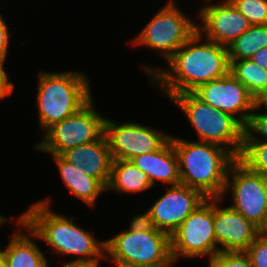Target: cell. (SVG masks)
<instances>
[{
	"mask_svg": "<svg viewBox=\"0 0 267 267\" xmlns=\"http://www.w3.org/2000/svg\"><path fill=\"white\" fill-rule=\"evenodd\" d=\"M173 264H156V265H130L120 267H172Z\"/></svg>",
	"mask_w": 267,
	"mask_h": 267,
	"instance_id": "obj_33",
	"label": "cell"
},
{
	"mask_svg": "<svg viewBox=\"0 0 267 267\" xmlns=\"http://www.w3.org/2000/svg\"><path fill=\"white\" fill-rule=\"evenodd\" d=\"M49 208V198L32 204L19 216L18 225L51 246L53 253L79 256L67 263H100L105 258V241H97L92 233L72 222L73 218Z\"/></svg>",
	"mask_w": 267,
	"mask_h": 267,
	"instance_id": "obj_2",
	"label": "cell"
},
{
	"mask_svg": "<svg viewBox=\"0 0 267 267\" xmlns=\"http://www.w3.org/2000/svg\"><path fill=\"white\" fill-rule=\"evenodd\" d=\"M259 230L260 234L267 236V215L263 226Z\"/></svg>",
	"mask_w": 267,
	"mask_h": 267,
	"instance_id": "obj_36",
	"label": "cell"
},
{
	"mask_svg": "<svg viewBox=\"0 0 267 267\" xmlns=\"http://www.w3.org/2000/svg\"><path fill=\"white\" fill-rule=\"evenodd\" d=\"M193 93L204 103L232 115L244 127L250 119L251 111L261 108L247 88L230 72L222 78L200 85Z\"/></svg>",
	"mask_w": 267,
	"mask_h": 267,
	"instance_id": "obj_12",
	"label": "cell"
},
{
	"mask_svg": "<svg viewBox=\"0 0 267 267\" xmlns=\"http://www.w3.org/2000/svg\"><path fill=\"white\" fill-rule=\"evenodd\" d=\"M238 159L251 171L267 177V141L243 142V148Z\"/></svg>",
	"mask_w": 267,
	"mask_h": 267,
	"instance_id": "obj_23",
	"label": "cell"
},
{
	"mask_svg": "<svg viewBox=\"0 0 267 267\" xmlns=\"http://www.w3.org/2000/svg\"><path fill=\"white\" fill-rule=\"evenodd\" d=\"M264 112L254 113L252 111L250 119L247 125L244 127L243 142L267 141V110ZM261 137L263 138L261 139Z\"/></svg>",
	"mask_w": 267,
	"mask_h": 267,
	"instance_id": "obj_25",
	"label": "cell"
},
{
	"mask_svg": "<svg viewBox=\"0 0 267 267\" xmlns=\"http://www.w3.org/2000/svg\"><path fill=\"white\" fill-rule=\"evenodd\" d=\"M251 59L260 67L267 70V46L256 51Z\"/></svg>",
	"mask_w": 267,
	"mask_h": 267,
	"instance_id": "obj_31",
	"label": "cell"
},
{
	"mask_svg": "<svg viewBox=\"0 0 267 267\" xmlns=\"http://www.w3.org/2000/svg\"><path fill=\"white\" fill-rule=\"evenodd\" d=\"M169 100L186 114L196 130L198 141L220 145L239 158L243 148L244 126L236 118L204 103L193 92L176 94Z\"/></svg>",
	"mask_w": 267,
	"mask_h": 267,
	"instance_id": "obj_5",
	"label": "cell"
},
{
	"mask_svg": "<svg viewBox=\"0 0 267 267\" xmlns=\"http://www.w3.org/2000/svg\"><path fill=\"white\" fill-rule=\"evenodd\" d=\"M203 34L197 31L173 54L167 61V71L142 65L152 76L150 83H157L160 89L163 88L169 99L176 94L193 92L200 85L229 73L227 47L208 39L201 43Z\"/></svg>",
	"mask_w": 267,
	"mask_h": 267,
	"instance_id": "obj_1",
	"label": "cell"
},
{
	"mask_svg": "<svg viewBox=\"0 0 267 267\" xmlns=\"http://www.w3.org/2000/svg\"><path fill=\"white\" fill-rule=\"evenodd\" d=\"M229 72L239 80L258 101L267 91V70L257 65L251 58L229 60Z\"/></svg>",
	"mask_w": 267,
	"mask_h": 267,
	"instance_id": "obj_21",
	"label": "cell"
},
{
	"mask_svg": "<svg viewBox=\"0 0 267 267\" xmlns=\"http://www.w3.org/2000/svg\"><path fill=\"white\" fill-rule=\"evenodd\" d=\"M229 189L234 202L231 207L260 229L267 215V177L237 158L229 168L224 194Z\"/></svg>",
	"mask_w": 267,
	"mask_h": 267,
	"instance_id": "obj_10",
	"label": "cell"
},
{
	"mask_svg": "<svg viewBox=\"0 0 267 267\" xmlns=\"http://www.w3.org/2000/svg\"><path fill=\"white\" fill-rule=\"evenodd\" d=\"M105 119L93 107V98L78 112L47 128L35 149L51 155L98 140L104 134Z\"/></svg>",
	"mask_w": 267,
	"mask_h": 267,
	"instance_id": "obj_7",
	"label": "cell"
},
{
	"mask_svg": "<svg viewBox=\"0 0 267 267\" xmlns=\"http://www.w3.org/2000/svg\"><path fill=\"white\" fill-rule=\"evenodd\" d=\"M10 33L5 20L0 13V57H6L8 54V44Z\"/></svg>",
	"mask_w": 267,
	"mask_h": 267,
	"instance_id": "obj_29",
	"label": "cell"
},
{
	"mask_svg": "<svg viewBox=\"0 0 267 267\" xmlns=\"http://www.w3.org/2000/svg\"><path fill=\"white\" fill-rule=\"evenodd\" d=\"M170 138L178 156L180 183L206 198H222L229 168L237 158L217 144Z\"/></svg>",
	"mask_w": 267,
	"mask_h": 267,
	"instance_id": "obj_3",
	"label": "cell"
},
{
	"mask_svg": "<svg viewBox=\"0 0 267 267\" xmlns=\"http://www.w3.org/2000/svg\"><path fill=\"white\" fill-rule=\"evenodd\" d=\"M100 263H65L63 267H99Z\"/></svg>",
	"mask_w": 267,
	"mask_h": 267,
	"instance_id": "obj_32",
	"label": "cell"
},
{
	"mask_svg": "<svg viewBox=\"0 0 267 267\" xmlns=\"http://www.w3.org/2000/svg\"><path fill=\"white\" fill-rule=\"evenodd\" d=\"M147 175L127 160H113L111 174L106 190L117 193L142 192L152 188Z\"/></svg>",
	"mask_w": 267,
	"mask_h": 267,
	"instance_id": "obj_20",
	"label": "cell"
},
{
	"mask_svg": "<svg viewBox=\"0 0 267 267\" xmlns=\"http://www.w3.org/2000/svg\"><path fill=\"white\" fill-rule=\"evenodd\" d=\"M8 219L6 218V217H4V216H2L1 214H0V225H2V223L4 224V222H6Z\"/></svg>",
	"mask_w": 267,
	"mask_h": 267,
	"instance_id": "obj_38",
	"label": "cell"
},
{
	"mask_svg": "<svg viewBox=\"0 0 267 267\" xmlns=\"http://www.w3.org/2000/svg\"><path fill=\"white\" fill-rule=\"evenodd\" d=\"M198 13L203 25H197V31L199 33L204 32L206 39L225 47H228L251 26L248 19L238 11L230 0L204 6V8H200Z\"/></svg>",
	"mask_w": 267,
	"mask_h": 267,
	"instance_id": "obj_15",
	"label": "cell"
},
{
	"mask_svg": "<svg viewBox=\"0 0 267 267\" xmlns=\"http://www.w3.org/2000/svg\"><path fill=\"white\" fill-rule=\"evenodd\" d=\"M166 4L145 25L133 43L156 49L168 61L197 32V25L176 7L174 0Z\"/></svg>",
	"mask_w": 267,
	"mask_h": 267,
	"instance_id": "obj_8",
	"label": "cell"
},
{
	"mask_svg": "<svg viewBox=\"0 0 267 267\" xmlns=\"http://www.w3.org/2000/svg\"><path fill=\"white\" fill-rule=\"evenodd\" d=\"M209 267H253L245 252H219L209 262Z\"/></svg>",
	"mask_w": 267,
	"mask_h": 267,
	"instance_id": "obj_26",
	"label": "cell"
},
{
	"mask_svg": "<svg viewBox=\"0 0 267 267\" xmlns=\"http://www.w3.org/2000/svg\"><path fill=\"white\" fill-rule=\"evenodd\" d=\"M105 259L117 267L130 265L173 264L170 235L160 230L130 231L105 240Z\"/></svg>",
	"mask_w": 267,
	"mask_h": 267,
	"instance_id": "obj_6",
	"label": "cell"
},
{
	"mask_svg": "<svg viewBox=\"0 0 267 267\" xmlns=\"http://www.w3.org/2000/svg\"><path fill=\"white\" fill-rule=\"evenodd\" d=\"M130 162L147 175L152 186L158 180L170 186L180 184L179 161L171 138L159 150L138 155Z\"/></svg>",
	"mask_w": 267,
	"mask_h": 267,
	"instance_id": "obj_17",
	"label": "cell"
},
{
	"mask_svg": "<svg viewBox=\"0 0 267 267\" xmlns=\"http://www.w3.org/2000/svg\"><path fill=\"white\" fill-rule=\"evenodd\" d=\"M9 94L2 88L0 87V100H3L6 98Z\"/></svg>",
	"mask_w": 267,
	"mask_h": 267,
	"instance_id": "obj_37",
	"label": "cell"
},
{
	"mask_svg": "<svg viewBox=\"0 0 267 267\" xmlns=\"http://www.w3.org/2000/svg\"><path fill=\"white\" fill-rule=\"evenodd\" d=\"M61 156L73 166H80L85 174L98 179L107 187L113 158L104 134L98 140L71 148Z\"/></svg>",
	"mask_w": 267,
	"mask_h": 267,
	"instance_id": "obj_16",
	"label": "cell"
},
{
	"mask_svg": "<svg viewBox=\"0 0 267 267\" xmlns=\"http://www.w3.org/2000/svg\"><path fill=\"white\" fill-rule=\"evenodd\" d=\"M0 267H8L6 259L3 256V250H0Z\"/></svg>",
	"mask_w": 267,
	"mask_h": 267,
	"instance_id": "obj_35",
	"label": "cell"
},
{
	"mask_svg": "<svg viewBox=\"0 0 267 267\" xmlns=\"http://www.w3.org/2000/svg\"><path fill=\"white\" fill-rule=\"evenodd\" d=\"M259 106L264 107L267 110V91L262 95V97L257 101Z\"/></svg>",
	"mask_w": 267,
	"mask_h": 267,
	"instance_id": "obj_34",
	"label": "cell"
},
{
	"mask_svg": "<svg viewBox=\"0 0 267 267\" xmlns=\"http://www.w3.org/2000/svg\"><path fill=\"white\" fill-rule=\"evenodd\" d=\"M251 25H267V0H230Z\"/></svg>",
	"mask_w": 267,
	"mask_h": 267,
	"instance_id": "obj_24",
	"label": "cell"
},
{
	"mask_svg": "<svg viewBox=\"0 0 267 267\" xmlns=\"http://www.w3.org/2000/svg\"><path fill=\"white\" fill-rule=\"evenodd\" d=\"M223 199V197L213 198V223L217 254L219 252H245L260 234V230L231 205L225 208L219 207L218 202Z\"/></svg>",
	"mask_w": 267,
	"mask_h": 267,
	"instance_id": "obj_14",
	"label": "cell"
},
{
	"mask_svg": "<svg viewBox=\"0 0 267 267\" xmlns=\"http://www.w3.org/2000/svg\"><path fill=\"white\" fill-rule=\"evenodd\" d=\"M207 198L184 184L171 185L149 208L156 229L170 236Z\"/></svg>",
	"mask_w": 267,
	"mask_h": 267,
	"instance_id": "obj_13",
	"label": "cell"
},
{
	"mask_svg": "<svg viewBox=\"0 0 267 267\" xmlns=\"http://www.w3.org/2000/svg\"><path fill=\"white\" fill-rule=\"evenodd\" d=\"M104 135L113 160H127L159 150L171 137L135 122L116 123L105 119Z\"/></svg>",
	"mask_w": 267,
	"mask_h": 267,
	"instance_id": "obj_11",
	"label": "cell"
},
{
	"mask_svg": "<svg viewBox=\"0 0 267 267\" xmlns=\"http://www.w3.org/2000/svg\"><path fill=\"white\" fill-rule=\"evenodd\" d=\"M37 104L41 128L45 131L78 112L91 99L89 80L80 72L38 73Z\"/></svg>",
	"mask_w": 267,
	"mask_h": 267,
	"instance_id": "obj_4",
	"label": "cell"
},
{
	"mask_svg": "<svg viewBox=\"0 0 267 267\" xmlns=\"http://www.w3.org/2000/svg\"><path fill=\"white\" fill-rule=\"evenodd\" d=\"M173 261L180 256L196 258L208 256V262L217 254V241L213 223V198H207L172 233Z\"/></svg>",
	"mask_w": 267,
	"mask_h": 267,
	"instance_id": "obj_9",
	"label": "cell"
},
{
	"mask_svg": "<svg viewBox=\"0 0 267 267\" xmlns=\"http://www.w3.org/2000/svg\"><path fill=\"white\" fill-rule=\"evenodd\" d=\"M267 46V25H251L227 47L229 60L250 59Z\"/></svg>",
	"mask_w": 267,
	"mask_h": 267,
	"instance_id": "obj_22",
	"label": "cell"
},
{
	"mask_svg": "<svg viewBox=\"0 0 267 267\" xmlns=\"http://www.w3.org/2000/svg\"><path fill=\"white\" fill-rule=\"evenodd\" d=\"M52 157L69 191L88 206H94L97 197L106 190V187L98 179L85 174L80 166L75 167L67 162L61 155Z\"/></svg>",
	"mask_w": 267,
	"mask_h": 267,
	"instance_id": "obj_18",
	"label": "cell"
},
{
	"mask_svg": "<svg viewBox=\"0 0 267 267\" xmlns=\"http://www.w3.org/2000/svg\"><path fill=\"white\" fill-rule=\"evenodd\" d=\"M253 267H267V236L259 234L245 251Z\"/></svg>",
	"mask_w": 267,
	"mask_h": 267,
	"instance_id": "obj_27",
	"label": "cell"
},
{
	"mask_svg": "<svg viewBox=\"0 0 267 267\" xmlns=\"http://www.w3.org/2000/svg\"><path fill=\"white\" fill-rule=\"evenodd\" d=\"M5 61L6 57H0V87H2L9 95H11L14 89V84L9 82L8 74L6 70H4Z\"/></svg>",
	"mask_w": 267,
	"mask_h": 267,
	"instance_id": "obj_30",
	"label": "cell"
},
{
	"mask_svg": "<svg viewBox=\"0 0 267 267\" xmlns=\"http://www.w3.org/2000/svg\"><path fill=\"white\" fill-rule=\"evenodd\" d=\"M18 231V232H17ZM14 231L3 256L8 267H48V259L38 247L33 237L21 234L20 229Z\"/></svg>",
	"mask_w": 267,
	"mask_h": 267,
	"instance_id": "obj_19",
	"label": "cell"
},
{
	"mask_svg": "<svg viewBox=\"0 0 267 267\" xmlns=\"http://www.w3.org/2000/svg\"><path fill=\"white\" fill-rule=\"evenodd\" d=\"M128 230L145 232L149 230H158V229L155 228L151 216V211L148 209V211H146L145 213L139 214L133 217V219H131Z\"/></svg>",
	"mask_w": 267,
	"mask_h": 267,
	"instance_id": "obj_28",
	"label": "cell"
}]
</instances>
